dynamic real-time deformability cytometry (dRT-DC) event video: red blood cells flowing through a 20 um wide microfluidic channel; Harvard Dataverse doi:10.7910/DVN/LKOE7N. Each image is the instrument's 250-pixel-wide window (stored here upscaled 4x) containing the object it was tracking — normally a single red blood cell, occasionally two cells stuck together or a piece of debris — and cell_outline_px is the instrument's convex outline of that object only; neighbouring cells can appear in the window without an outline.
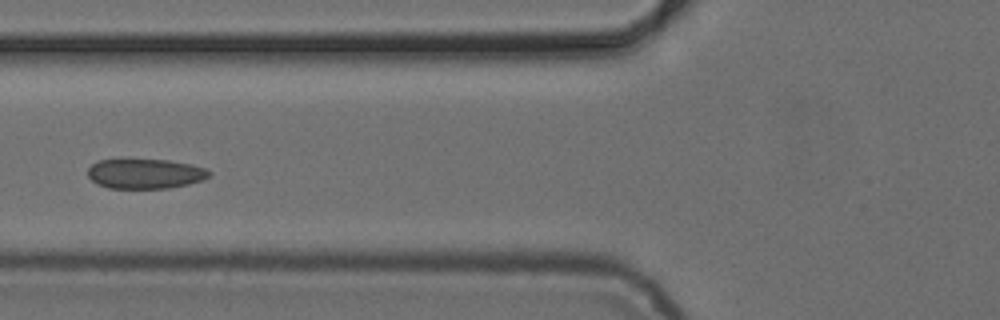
{"species": "common noctule bat (a hibernating species)", "species_latin": "Nyctalus noctula", "temperature_condition": "cold", "stored_images_in_passage": 7, "camera_frame_rate_fps": 3000, "um_per_image_px": 0.085, "animal": {"sex": "female", "body_mass_g": 24.6, "forearm_length_mm": 56.2}, "frame": {"image": 1, "passage_image": 6, "time_ms": 5.667, "image_size_px": [1000, 320], "cell_outline_px": [[212, 172], [204, 180], [188, 184], [168, 188], [108, 188], [96, 184], [88, 176], [88, 168], [92, 164], [100, 160], [168, 160], [192, 164], [204, 168]], "centroid_in_image_um": [12.34, 14.77], "position_along_channel_um": 113.5, "area_um2": 21.04}}
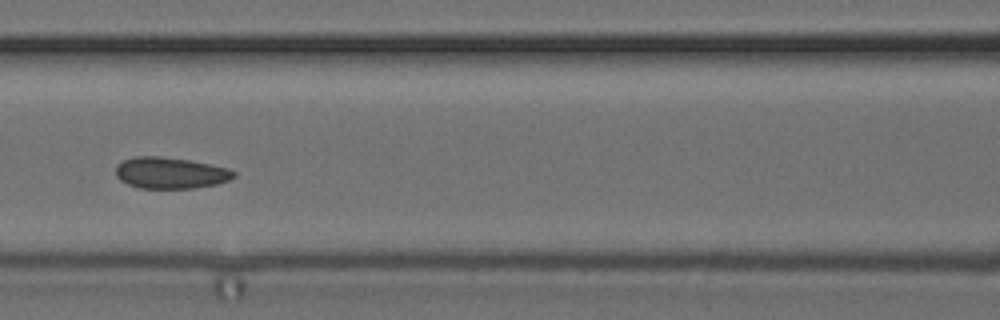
{"frame": {"image": 2, "passage_image": 7, "time_ms": 6.667, "image_size_px": [1000, 320], "cell_outline_px": [[236, 176], [228, 180], [216, 184], [196, 188], [140, 188], [128, 184], [120, 180], [116, 176], [116, 164], [124, 160], [136, 156], [160, 156], [188, 160], [212, 164], [228, 168], [236, 172]], "centroid_in_image_um": [14.49, 14.69], "position_along_channel_um": 152.1, "area_um2": 21.62}}